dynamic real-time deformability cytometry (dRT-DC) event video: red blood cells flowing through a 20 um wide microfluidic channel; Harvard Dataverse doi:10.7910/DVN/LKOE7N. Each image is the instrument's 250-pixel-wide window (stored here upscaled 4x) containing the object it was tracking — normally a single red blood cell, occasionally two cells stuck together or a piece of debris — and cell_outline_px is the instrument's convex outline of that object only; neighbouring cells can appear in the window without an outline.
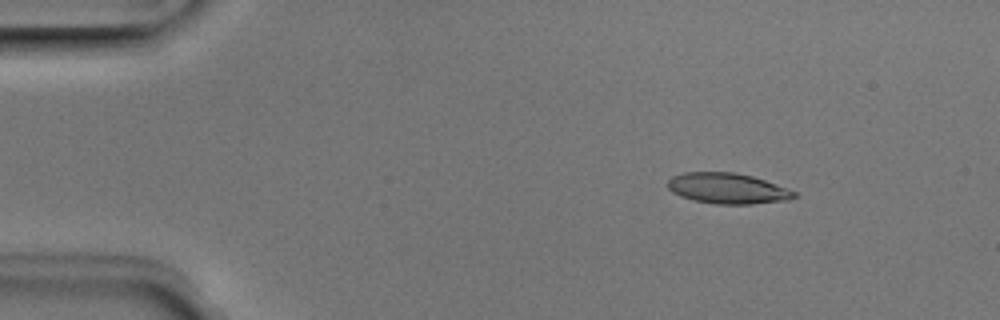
{"species": "Egyptian fruit bat (a non-hibernating species)", "species_latin": "Rousettus aegyptiacus", "temperature_condition": "room temperature", "stored_images_in_passage": 50, "camera_frame_rate_fps": 3000, "um_per_image_px": 0.085, "animal": {"sex": "male"}, "frame": {"image": 1, "passage_image": 6, "time_ms": 1.667, "image_size_px": [1000, 320], "cell_outline_px": [[796, 196], [788, 200], [752, 204], [716, 204], [692, 200], [680, 196], [672, 192], [668, 188], [668, 180], [672, 176], [684, 172], [736, 172], [752, 176], [788, 188], [796, 192]], "centroid_in_image_um": [61.83, 16.01], "position_along_channel_um": 23.2, "area_um2": 22.66}}
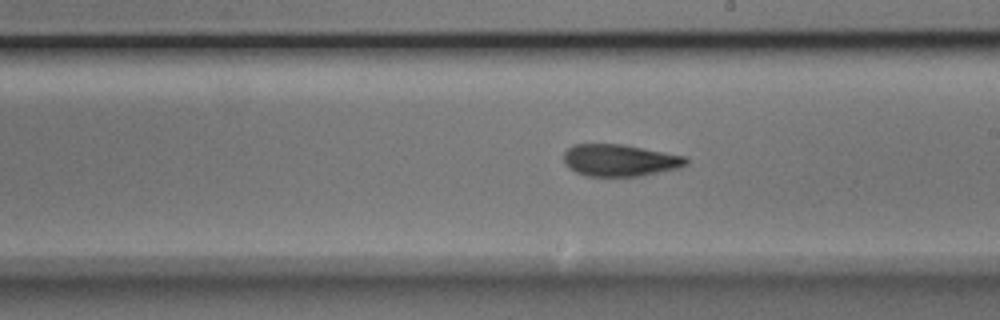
{"frame": {"image": 2, "passage_image": 28, "time_ms": 9.0, "image_size_px": [1000, 320], "cell_outline_px": [[688, 164], [680, 168], [640, 176], [588, 176], [576, 172], [568, 168], [564, 164], [564, 152], [572, 144], [624, 144], [688, 156]], "centroid_in_image_um": [52.71, 13.62], "position_along_channel_um": 236.3, "area_um2": 23.12}}
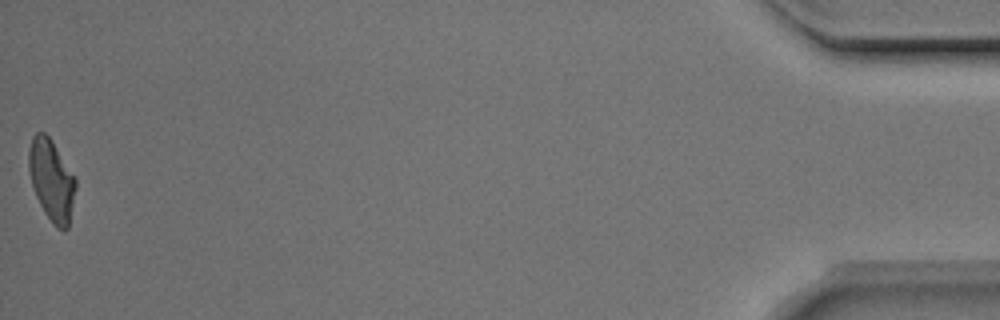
{"frame": {"image": 3, "passage_image": 50, "time_ms": 16.333, "image_size_px": [1000, 320], "cell_outline_px": [[76, 188], [68, 228], [64, 232], [56, 228], [44, 212], [36, 196], [32, 184], [28, 168], [28, 152], [32, 136], [36, 132], [44, 132], [52, 140], [76, 176]], "centroid_in_image_um": [4.39, 15.3], "position_along_channel_um": 430.8, "area_um2": 22.48}, "authors_computed_cell_mechanics": {"area_um2": 22.7443, "velocity_mm_per_s": 3.9691, "shape_relaxation_time_tau1_ms": null, "shape_relaxation_time_tau2_ms": 2.8991, "deformation_change_tau1": null, "deformation_change_tau2": 0.1106}}